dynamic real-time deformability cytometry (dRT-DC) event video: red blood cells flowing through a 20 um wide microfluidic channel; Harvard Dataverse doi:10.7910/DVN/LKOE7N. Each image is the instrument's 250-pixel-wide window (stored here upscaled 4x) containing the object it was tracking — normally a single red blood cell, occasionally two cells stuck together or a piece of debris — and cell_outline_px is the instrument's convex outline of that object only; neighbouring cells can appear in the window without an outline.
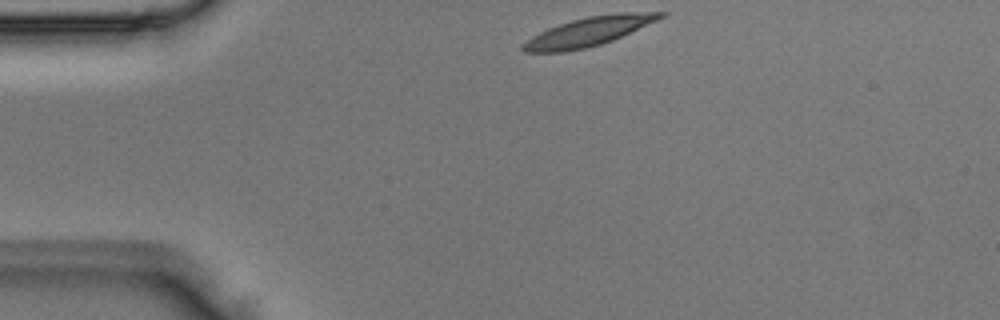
{"species": "Egyptian fruit bat (a non-hibernating species)", "species_latin": "Rousettus aegyptiacus", "temperature_condition": "room temperature", "stored_images_in_passage": 3, "camera_frame_rate_fps": 3000, "um_per_image_px": 0.085, "animal": {"sex": "male"}, "frame": {"image": 1, "passage_image": 1, "time_ms": 0.0, "image_size_px": [1000, 320], "cell_outline_px": [[668, 12], [664, 16], [656, 20], [612, 40], [600, 44], [584, 48], [564, 52], [524, 52], [520, 48], [520, 44], [532, 36], [548, 28], [572, 20], [588, 16], [616, 12]], "centroid_in_image_um": [49.98, 2.68], "position_along_channel_um": 35.0, "area_um2": 22.89}}
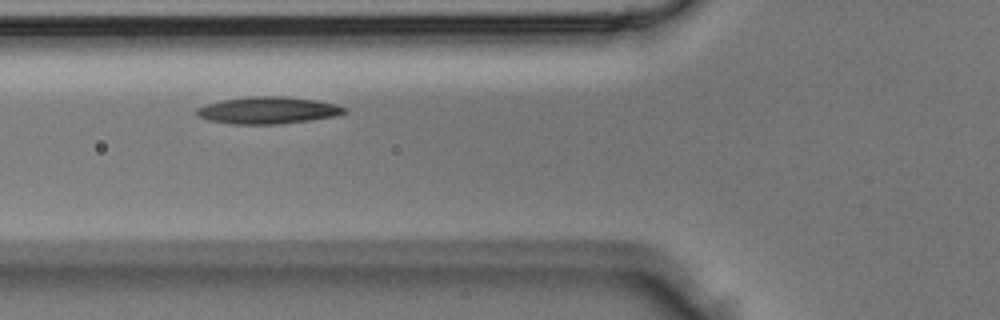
{"frame": {"image": 2, "passage_image": 3, "time_ms": 0.667, "image_size_px": [1000, 320], "cell_outline_px": [[348, 112], [336, 116], [308, 120], [276, 124], [232, 124], [208, 120], [200, 116], [196, 112], [196, 108], [208, 104], [224, 100], [248, 96], [288, 96], [316, 100], [336, 104], [348, 108]], "centroid_in_image_um": [22.83, 9.37], "position_along_channel_um": 103.0, "area_um2": 23.18}}